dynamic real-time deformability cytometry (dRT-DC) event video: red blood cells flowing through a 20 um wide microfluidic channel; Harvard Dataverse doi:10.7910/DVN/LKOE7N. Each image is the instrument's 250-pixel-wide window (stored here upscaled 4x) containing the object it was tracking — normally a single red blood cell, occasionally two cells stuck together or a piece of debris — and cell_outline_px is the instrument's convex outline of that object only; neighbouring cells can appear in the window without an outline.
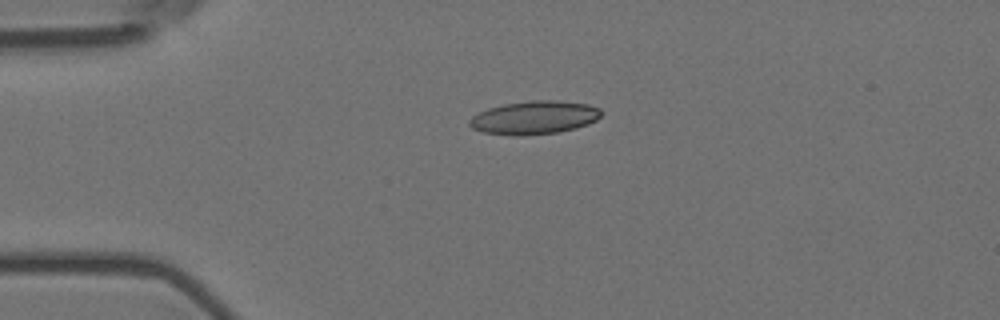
{"species": "Egyptian fruit bat (a non-hibernating species)", "species_latin": "Rousettus aegyptiacus", "temperature_condition": "room temperature", "stored_images_in_passage": 3, "camera_frame_rate_fps": 3000, "um_per_image_px": 0.085, "animal": {"sex": "female"}, "frame": {"image": 1, "passage_image": 1, "time_ms": 0.0, "image_size_px": [1000, 320], "cell_outline_px": [[604, 112], [596, 120], [588, 124], [576, 128], [560, 132], [524, 136], [512, 136], [484, 132], [472, 128], [468, 124], [468, 120], [472, 116], [488, 108], [504, 104], [532, 100], [556, 100], [588, 104], [600, 108]], "centroid_in_image_um": [45.43, 10.0], "position_along_channel_um": 39.6, "area_um2": 25.84}}
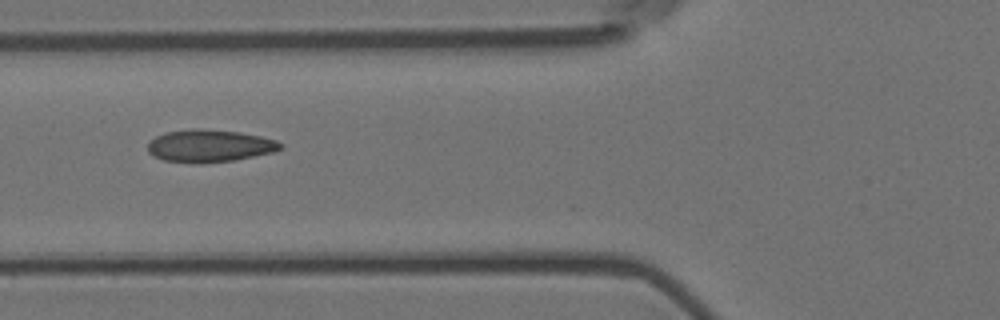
{"frame": {"image": 2, "passage_image": 3, "time_ms": 0.667, "image_size_px": [1000, 320], "cell_outline_px": [[284, 148], [272, 152], [236, 160], [200, 164], [164, 160], [148, 152], [148, 144], [156, 136], [168, 132], [192, 128], [240, 132], [260, 136], [276, 140], [284, 144]], "centroid_in_image_um": [17.85, 12.4], "position_along_channel_um": 107.9, "area_um2": 25.03}}